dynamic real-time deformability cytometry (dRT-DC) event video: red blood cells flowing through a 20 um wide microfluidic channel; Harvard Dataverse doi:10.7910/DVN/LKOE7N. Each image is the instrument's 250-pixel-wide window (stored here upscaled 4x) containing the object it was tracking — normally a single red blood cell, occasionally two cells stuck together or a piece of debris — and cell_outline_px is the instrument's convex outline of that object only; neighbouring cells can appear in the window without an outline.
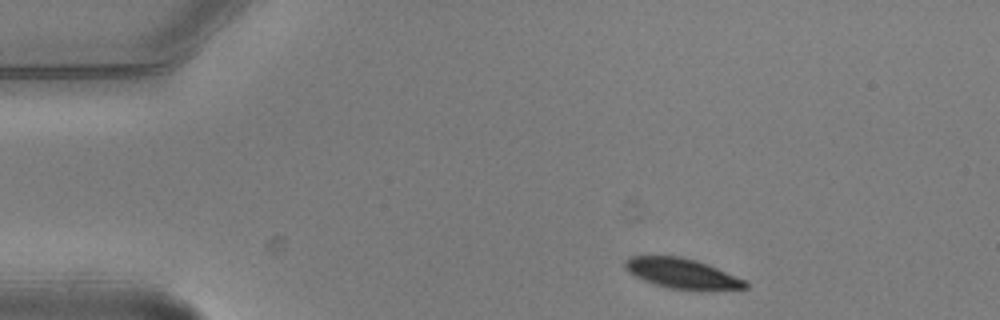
{"species": "common noctule bat (a hibernating species)", "species_latin": "Nyctalus noctula", "temperature_condition": "warm", "stored_images_in_passage": 3, "segment_of_instrument_passage": [1, 2], "camera_frame_rate_fps": 3000, "um_per_image_px": 0.085, "animal": {"sex": "male", "body_mass_g": 20.5, "forearm_length_mm": 52.5}, "frame": {"image": 1, "passage_image": 1, "time_ms": 0.0, "image_size_px": [1000, 320], "cell_outline_px": [[748, 288], [668, 288], [644, 280], [628, 272], [624, 268], [624, 260], [632, 256], [680, 256], [696, 260], [708, 264], [744, 280], [748, 284]], "centroid_in_image_um": [57.88, 23.2], "position_along_channel_um": 27.1, "area_um2": 20.29}}